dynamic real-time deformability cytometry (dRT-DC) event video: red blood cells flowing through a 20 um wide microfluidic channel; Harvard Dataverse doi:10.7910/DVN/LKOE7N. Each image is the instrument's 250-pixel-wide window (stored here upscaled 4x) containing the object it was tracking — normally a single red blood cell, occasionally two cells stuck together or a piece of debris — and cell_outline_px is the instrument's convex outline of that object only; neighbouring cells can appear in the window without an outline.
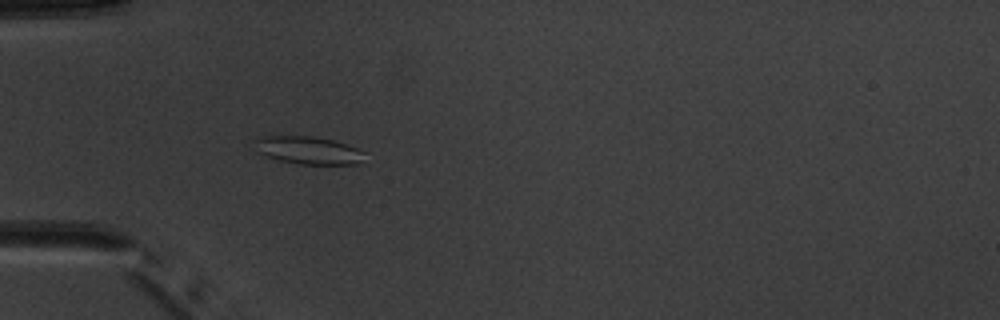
{"species": "common noctule bat (a hibernating species)", "species_latin": "Nyctalus noctula", "temperature_condition": "warm", "stored_images_in_passage": 4, "camera_frame_rate_fps": 3000, "um_per_image_px": 0.085, "animal": {"sex": "male", "body_mass_g": 20.1, "forearm_length_mm": 53.5}, "frame": {"image": 1, "passage_image": 4, "time_ms": 4.0, "image_size_px": [1000, 320], "cell_outline_px": [[368, 152], [356, 164], [300, 164], [280, 160], [268, 156], [260, 152], [252, 140], [268, 136], [316, 136], [348, 144]], "centroid_in_image_um": [26.27, 12.76], "position_along_channel_um": 58.7, "area_um2": 17.63}}